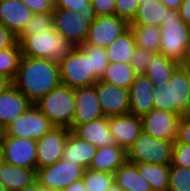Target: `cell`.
I'll use <instances>...</instances> for the list:
<instances>
[{
    "label": "cell",
    "mask_w": 190,
    "mask_h": 191,
    "mask_svg": "<svg viewBox=\"0 0 190 191\" xmlns=\"http://www.w3.org/2000/svg\"><path fill=\"white\" fill-rule=\"evenodd\" d=\"M168 191H190V168L170 166Z\"/></svg>",
    "instance_id": "d590c367"
},
{
    "label": "cell",
    "mask_w": 190,
    "mask_h": 191,
    "mask_svg": "<svg viewBox=\"0 0 190 191\" xmlns=\"http://www.w3.org/2000/svg\"><path fill=\"white\" fill-rule=\"evenodd\" d=\"M0 191H8V190L0 183Z\"/></svg>",
    "instance_id": "680465c9"
},
{
    "label": "cell",
    "mask_w": 190,
    "mask_h": 191,
    "mask_svg": "<svg viewBox=\"0 0 190 191\" xmlns=\"http://www.w3.org/2000/svg\"><path fill=\"white\" fill-rule=\"evenodd\" d=\"M54 127L49 119L32 104L21 116L12 121L2 132L15 138H32L38 140Z\"/></svg>",
    "instance_id": "9c48e42d"
},
{
    "label": "cell",
    "mask_w": 190,
    "mask_h": 191,
    "mask_svg": "<svg viewBox=\"0 0 190 191\" xmlns=\"http://www.w3.org/2000/svg\"><path fill=\"white\" fill-rule=\"evenodd\" d=\"M168 84L171 112L185 116L190 108L189 82L181 65L174 71Z\"/></svg>",
    "instance_id": "ffe728a7"
},
{
    "label": "cell",
    "mask_w": 190,
    "mask_h": 191,
    "mask_svg": "<svg viewBox=\"0 0 190 191\" xmlns=\"http://www.w3.org/2000/svg\"><path fill=\"white\" fill-rule=\"evenodd\" d=\"M160 3L164 4L168 9H179V6L183 0H159Z\"/></svg>",
    "instance_id": "681fc988"
},
{
    "label": "cell",
    "mask_w": 190,
    "mask_h": 191,
    "mask_svg": "<svg viewBox=\"0 0 190 191\" xmlns=\"http://www.w3.org/2000/svg\"><path fill=\"white\" fill-rule=\"evenodd\" d=\"M19 191H42V187L38 184V182L35 180L30 185L25 186L23 189Z\"/></svg>",
    "instance_id": "f907efd6"
},
{
    "label": "cell",
    "mask_w": 190,
    "mask_h": 191,
    "mask_svg": "<svg viewBox=\"0 0 190 191\" xmlns=\"http://www.w3.org/2000/svg\"><path fill=\"white\" fill-rule=\"evenodd\" d=\"M36 170L8 163L0 166V183L8 191H19L35 181Z\"/></svg>",
    "instance_id": "cb8c5ba5"
},
{
    "label": "cell",
    "mask_w": 190,
    "mask_h": 191,
    "mask_svg": "<svg viewBox=\"0 0 190 191\" xmlns=\"http://www.w3.org/2000/svg\"><path fill=\"white\" fill-rule=\"evenodd\" d=\"M19 44L22 56L46 58L55 63H59L75 47L54 28L33 35H25Z\"/></svg>",
    "instance_id": "3957f363"
},
{
    "label": "cell",
    "mask_w": 190,
    "mask_h": 191,
    "mask_svg": "<svg viewBox=\"0 0 190 191\" xmlns=\"http://www.w3.org/2000/svg\"><path fill=\"white\" fill-rule=\"evenodd\" d=\"M97 147L76 136L71 130L64 146L62 159L75 165L89 168Z\"/></svg>",
    "instance_id": "7402d4cb"
},
{
    "label": "cell",
    "mask_w": 190,
    "mask_h": 191,
    "mask_svg": "<svg viewBox=\"0 0 190 191\" xmlns=\"http://www.w3.org/2000/svg\"><path fill=\"white\" fill-rule=\"evenodd\" d=\"M32 103L13 85L0 94V132L18 116H21Z\"/></svg>",
    "instance_id": "d6986e66"
},
{
    "label": "cell",
    "mask_w": 190,
    "mask_h": 191,
    "mask_svg": "<svg viewBox=\"0 0 190 191\" xmlns=\"http://www.w3.org/2000/svg\"><path fill=\"white\" fill-rule=\"evenodd\" d=\"M185 117L190 121V108H189V111L187 112V114L185 115Z\"/></svg>",
    "instance_id": "91938a15"
},
{
    "label": "cell",
    "mask_w": 190,
    "mask_h": 191,
    "mask_svg": "<svg viewBox=\"0 0 190 191\" xmlns=\"http://www.w3.org/2000/svg\"><path fill=\"white\" fill-rule=\"evenodd\" d=\"M57 8L70 10L84 16H96L91 0H59Z\"/></svg>",
    "instance_id": "8d00e7d4"
},
{
    "label": "cell",
    "mask_w": 190,
    "mask_h": 191,
    "mask_svg": "<svg viewBox=\"0 0 190 191\" xmlns=\"http://www.w3.org/2000/svg\"><path fill=\"white\" fill-rule=\"evenodd\" d=\"M13 85L12 80L2 74H0V94L5 92Z\"/></svg>",
    "instance_id": "c3c4849f"
},
{
    "label": "cell",
    "mask_w": 190,
    "mask_h": 191,
    "mask_svg": "<svg viewBox=\"0 0 190 191\" xmlns=\"http://www.w3.org/2000/svg\"><path fill=\"white\" fill-rule=\"evenodd\" d=\"M53 28L75 46L87 39L89 28L97 16H84L65 9H53Z\"/></svg>",
    "instance_id": "52a82bcc"
},
{
    "label": "cell",
    "mask_w": 190,
    "mask_h": 191,
    "mask_svg": "<svg viewBox=\"0 0 190 191\" xmlns=\"http://www.w3.org/2000/svg\"><path fill=\"white\" fill-rule=\"evenodd\" d=\"M156 53L144 48H135L133 55L131 56L130 64L133 67L136 74H145L148 63L151 61Z\"/></svg>",
    "instance_id": "74e56055"
},
{
    "label": "cell",
    "mask_w": 190,
    "mask_h": 191,
    "mask_svg": "<svg viewBox=\"0 0 190 191\" xmlns=\"http://www.w3.org/2000/svg\"><path fill=\"white\" fill-rule=\"evenodd\" d=\"M69 128L52 127L37 142L36 169L50 166L62 159L63 150L69 136Z\"/></svg>",
    "instance_id": "7c38bea8"
},
{
    "label": "cell",
    "mask_w": 190,
    "mask_h": 191,
    "mask_svg": "<svg viewBox=\"0 0 190 191\" xmlns=\"http://www.w3.org/2000/svg\"><path fill=\"white\" fill-rule=\"evenodd\" d=\"M110 132L117 146L127 150L142 132V121L140 116L131 113L108 118Z\"/></svg>",
    "instance_id": "2e32d148"
},
{
    "label": "cell",
    "mask_w": 190,
    "mask_h": 191,
    "mask_svg": "<svg viewBox=\"0 0 190 191\" xmlns=\"http://www.w3.org/2000/svg\"><path fill=\"white\" fill-rule=\"evenodd\" d=\"M180 65L178 62L166 58L163 54L156 53L148 63L145 74L153 86L167 84Z\"/></svg>",
    "instance_id": "4316f807"
},
{
    "label": "cell",
    "mask_w": 190,
    "mask_h": 191,
    "mask_svg": "<svg viewBox=\"0 0 190 191\" xmlns=\"http://www.w3.org/2000/svg\"><path fill=\"white\" fill-rule=\"evenodd\" d=\"M138 5L139 0H115V15L130 24L136 15Z\"/></svg>",
    "instance_id": "f35d334b"
},
{
    "label": "cell",
    "mask_w": 190,
    "mask_h": 191,
    "mask_svg": "<svg viewBox=\"0 0 190 191\" xmlns=\"http://www.w3.org/2000/svg\"><path fill=\"white\" fill-rule=\"evenodd\" d=\"M23 3L31 9L34 14L38 13H52L53 9L46 0H22Z\"/></svg>",
    "instance_id": "f6af8a7d"
},
{
    "label": "cell",
    "mask_w": 190,
    "mask_h": 191,
    "mask_svg": "<svg viewBox=\"0 0 190 191\" xmlns=\"http://www.w3.org/2000/svg\"><path fill=\"white\" fill-rule=\"evenodd\" d=\"M174 143L190 145V121L185 116H181L178 122L177 140Z\"/></svg>",
    "instance_id": "7bdbcfd3"
},
{
    "label": "cell",
    "mask_w": 190,
    "mask_h": 191,
    "mask_svg": "<svg viewBox=\"0 0 190 191\" xmlns=\"http://www.w3.org/2000/svg\"><path fill=\"white\" fill-rule=\"evenodd\" d=\"M104 117L129 113V90L101 81L94 84Z\"/></svg>",
    "instance_id": "5bb4252c"
},
{
    "label": "cell",
    "mask_w": 190,
    "mask_h": 191,
    "mask_svg": "<svg viewBox=\"0 0 190 191\" xmlns=\"http://www.w3.org/2000/svg\"><path fill=\"white\" fill-rule=\"evenodd\" d=\"M72 132L97 148L116 145L114 137L110 132L107 117H102L76 126Z\"/></svg>",
    "instance_id": "44dd1931"
},
{
    "label": "cell",
    "mask_w": 190,
    "mask_h": 191,
    "mask_svg": "<svg viewBox=\"0 0 190 191\" xmlns=\"http://www.w3.org/2000/svg\"><path fill=\"white\" fill-rule=\"evenodd\" d=\"M135 76L136 73L130 63H109L100 80L129 90Z\"/></svg>",
    "instance_id": "f546056e"
},
{
    "label": "cell",
    "mask_w": 190,
    "mask_h": 191,
    "mask_svg": "<svg viewBox=\"0 0 190 191\" xmlns=\"http://www.w3.org/2000/svg\"><path fill=\"white\" fill-rule=\"evenodd\" d=\"M137 47L159 53L160 51V27L153 25H129Z\"/></svg>",
    "instance_id": "4dcf8cb0"
},
{
    "label": "cell",
    "mask_w": 190,
    "mask_h": 191,
    "mask_svg": "<svg viewBox=\"0 0 190 191\" xmlns=\"http://www.w3.org/2000/svg\"><path fill=\"white\" fill-rule=\"evenodd\" d=\"M129 28V24L118 17L97 16L89 28L86 43L106 48Z\"/></svg>",
    "instance_id": "4fadbf2b"
},
{
    "label": "cell",
    "mask_w": 190,
    "mask_h": 191,
    "mask_svg": "<svg viewBox=\"0 0 190 191\" xmlns=\"http://www.w3.org/2000/svg\"><path fill=\"white\" fill-rule=\"evenodd\" d=\"M17 42V36L0 23V50L12 47Z\"/></svg>",
    "instance_id": "ee69618b"
},
{
    "label": "cell",
    "mask_w": 190,
    "mask_h": 191,
    "mask_svg": "<svg viewBox=\"0 0 190 191\" xmlns=\"http://www.w3.org/2000/svg\"><path fill=\"white\" fill-rule=\"evenodd\" d=\"M61 83L71 89L94 85L99 79L90 71L89 56L78 46L59 63Z\"/></svg>",
    "instance_id": "8992f818"
},
{
    "label": "cell",
    "mask_w": 190,
    "mask_h": 191,
    "mask_svg": "<svg viewBox=\"0 0 190 191\" xmlns=\"http://www.w3.org/2000/svg\"><path fill=\"white\" fill-rule=\"evenodd\" d=\"M75 113L72 130L81 124L104 117L94 85L74 89Z\"/></svg>",
    "instance_id": "9a60e30c"
},
{
    "label": "cell",
    "mask_w": 190,
    "mask_h": 191,
    "mask_svg": "<svg viewBox=\"0 0 190 191\" xmlns=\"http://www.w3.org/2000/svg\"><path fill=\"white\" fill-rule=\"evenodd\" d=\"M114 182L123 191H152L150 184L139 174L137 163L129 161L114 173Z\"/></svg>",
    "instance_id": "d4e9b609"
},
{
    "label": "cell",
    "mask_w": 190,
    "mask_h": 191,
    "mask_svg": "<svg viewBox=\"0 0 190 191\" xmlns=\"http://www.w3.org/2000/svg\"><path fill=\"white\" fill-rule=\"evenodd\" d=\"M34 104L53 126L66 127L72 131L75 113L74 89L61 83Z\"/></svg>",
    "instance_id": "277c9868"
},
{
    "label": "cell",
    "mask_w": 190,
    "mask_h": 191,
    "mask_svg": "<svg viewBox=\"0 0 190 191\" xmlns=\"http://www.w3.org/2000/svg\"><path fill=\"white\" fill-rule=\"evenodd\" d=\"M183 63H190V46H189V49H188L187 58Z\"/></svg>",
    "instance_id": "11a10c76"
},
{
    "label": "cell",
    "mask_w": 190,
    "mask_h": 191,
    "mask_svg": "<svg viewBox=\"0 0 190 191\" xmlns=\"http://www.w3.org/2000/svg\"><path fill=\"white\" fill-rule=\"evenodd\" d=\"M82 179L87 191H108L114 183V174L86 168Z\"/></svg>",
    "instance_id": "836d02e7"
},
{
    "label": "cell",
    "mask_w": 190,
    "mask_h": 191,
    "mask_svg": "<svg viewBox=\"0 0 190 191\" xmlns=\"http://www.w3.org/2000/svg\"><path fill=\"white\" fill-rule=\"evenodd\" d=\"M53 29L52 13L34 14L24 31L17 37L19 42L25 35H33Z\"/></svg>",
    "instance_id": "e575fe53"
},
{
    "label": "cell",
    "mask_w": 190,
    "mask_h": 191,
    "mask_svg": "<svg viewBox=\"0 0 190 191\" xmlns=\"http://www.w3.org/2000/svg\"><path fill=\"white\" fill-rule=\"evenodd\" d=\"M170 166L190 168V145L174 143Z\"/></svg>",
    "instance_id": "60d3db41"
},
{
    "label": "cell",
    "mask_w": 190,
    "mask_h": 191,
    "mask_svg": "<svg viewBox=\"0 0 190 191\" xmlns=\"http://www.w3.org/2000/svg\"><path fill=\"white\" fill-rule=\"evenodd\" d=\"M64 191H87L86 187L84 186L83 179H79L77 181L72 182L66 188L63 189Z\"/></svg>",
    "instance_id": "7dc6e473"
},
{
    "label": "cell",
    "mask_w": 190,
    "mask_h": 191,
    "mask_svg": "<svg viewBox=\"0 0 190 191\" xmlns=\"http://www.w3.org/2000/svg\"><path fill=\"white\" fill-rule=\"evenodd\" d=\"M86 168L63 159L50 166L36 169L35 180L42 188L64 189L72 182L83 177Z\"/></svg>",
    "instance_id": "30bf717a"
},
{
    "label": "cell",
    "mask_w": 190,
    "mask_h": 191,
    "mask_svg": "<svg viewBox=\"0 0 190 191\" xmlns=\"http://www.w3.org/2000/svg\"><path fill=\"white\" fill-rule=\"evenodd\" d=\"M108 191H123V190L114 182Z\"/></svg>",
    "instance_id": "db71d44e"
},
{
    "label": "cell",
    "mask_w": 190,
    "mask_h": 191,
    "mask_svg": "<svg viewBox=\"0 0 190 191\" xmlns=\"http://www.w3.org/2000/svg\"><path fill=\"white\" fill-rule=\"evenodd\" d=\"M160 54L182 64L190 46L188 25L180 19L178 10L168 9L160 26Z\"/></svg>",
    "instance_id": "7a4b0ae2"
},
{
    "label": "cell",
    "mask_w": 190,
    "mask_h": 191,
    "mask_svg": "<svg viewBox=\"0 0 190 191\" xmlns=\"http://www.w3.org/2000/svg\"><path fill=\"white\" fill-rule=\"evenodd\" d=\"M143 1H147V0H139V4L143 3Z\"/></svg>",
    "instance_id": "94428289"
},
{
    "label": "cell",
    "mask_w": 190,
    "mask_h": 191,
    "mask_svg": "<svg viewBox=\"0 0 190 191\" xmlns=\"http://www.w3.org/2000/svg\"><path fill=\"white\" fill-rule=\"evenodd\" d=\"M42 191H64L63 189H47V188H42Z\"/></svg>",
    "instance_id": "9f6ffc18"
},
{
    "label": "cell",
    "mask_w": 190,
    "mask_h": 191,
    "mask_svg": "<svg viewBox=\"0 0 190 191\" xmlns=\"http://www.w3.org/2000/svg\"><path fill=\"white\" fill-rule=\"evenodd\" d=\"M169 168V165L137 163L139 174L150 184L152 191H168Z\"/></svg>",
    "instance_id": "f1b7e54d"
},
{
    "label": "cell",
    "mask_w": 190,
    "mask_h": 191,
    "mask_svg": "<svg viewBox=\"0 0 190 191\" xmlns=\"http://www.w3.org/2000/svg\"><path fill=\"white\" fill-rule=\"evenodd\" d=\"M21 58V48L17 41L12 47L0 50V74L14 80L19 61Z\"/></svg>",
    "instance_id": "d6a6232c"
},
{
    "label": "cell",
    "mask_w": 190,
    "mask_h": 191,
    "mask_svg": "<svg viewBox=\"0 0 190 191\" xmlns=\"http://www.w3.org/2000/svg\"><path fill=\"white\" fill-rule=\"evenodd\" d=\"M181 66L185 69L189 82V96H190V63H182Z\"/></svg>",
    "instance_id": "816d5d0a"
},
{
    "label": "cell",
    "mask_w": 190,
    "mask_h": 191,
    "mask_svg": "<svg viewBox=\"0 0 190 191\" xmlns=\"http://www.w3.org/2000/svg\"><path fill=\"white\" fill-rule=\"evenodd\" d=\"M181 116L175 112L152 109L141 116L142 131L165 141L177 140L178 122Z\"/></svg>",
    "instance_id": "8fae6325"
},
{
    "label": "cell",
    "mask_w": 190,
    "mask_h": 191,
    "mask_svg": "<svg viewBox=\"0 0 190 191\" xmlns=\"http://www.w3.org/2000/svg\"><path fill=\"white\" fill-rule=\"evenodd\" d=\"M136 48L134 34L129 27L108 47L105 48L109 63H130L131 56Z\"/></svg>",
    "instance_id": "484cf974"
},
{
    "label": "cell",
    "mask_w": 190,
    "mask_h": 191,
    "mask_svg": "<svg viewBox=\"0 0 190 191\" xmlns=\"http://www.w3.org/2000/svg\"><path fill=\"white\" fill-rule=\"evenodd\" d=\"M4 163V159H3V155H2V151L0 149V166Z\"/></svg>",
    "instance_id": "6f0895ef"
},
{
    "label": "cell",
    "mask_w": 190,
    "mask_h": 191,
    "mask_svg": "<svg viewBox=\"0 0 190 191\" xmlns=\"http://www.w3.org/2000/svg\"><path fill=\"white\" fill-rule=\"evenodd\" d=\"M127 161L126 150L113 145L99 147L92 158L89 169L114 174Z\"/></svg>",
    "instance_id": "603a6c76"
},
{
    "label": "cell",
    "mask_w": 190,
    "mask_h": 191,
    "mask_svg": "<svg viewBox=\"0 0 190 191\" xmlns=\"http://www.w3.org/2000/svg\"><path fill=\"white\" fill-rule=\"evenodd\" d=\"M178 13L180 19L188 25L190 23V0H183L181 2Z\"/></svg>",
    "instance_id": "bcb514c9"
},
{
    "label": "cell",
    "mask_w": 190,
    "mask_h": 191,
    "mask_svg": "<svg viewBox=\"0 0 190 191\" xmlns=\"http://www.w3.org/2000/svg\"><path fill=\"white\" fill-rule=\"evenodd\" d=\"M96 16L115 15V0H91Z\"/></svg>",
    "instance_id": "b9f144b4"
},
{
    "label": "cell",
    "mask_w": 190,
    "mask_h": 191,
    "mask_svg": "<svg viewBox=\"0 0 190 191\" xmlns=\"http://www.w3.org/2000/svg\"><path fill=\"white\" fill-rule=\"evenodd\" d=\"M87 56H89L90 71L94 72V75L101 79L104 75L109 60L106 56L105 48L98 47L90 43H82L78 46Z\"/></svg>",
    "instance_id": "1f68e13d"
},
{
    "label": "cell",
    "mask_w": 190,
    "mask_h": 191,
    "mask_svg": "<svg viewBox=\"0 0 190 191\" xmlns=\"http://www.w3.org/2000/svg\"><path fill=\"white\" fill-rule=\"evenodd\" d=\"M13 86L32 104L61 84L59 64L46 58L22 56Z\"/></svg>",
    "instance_id": "6da1fadb"
},
{
    "label": "cell",
    "mask_w": 190,
    "mask_h": 191,
    "mask_svg": "<svg viewBox=\"0 0 190 191\" xmlns=\"http://www.w3.org/2000/svg\"><path fill=\"white\" fill-rule=\"evenodd\" d=\"M52 9H56L59 4V0H46Z\"/></svg>",
    "instance_id": "f5cc1de1"
},
{
    "label": "cell",
    "mask_w": 190,
    "mask_h": 191,
    "mask_svg": "<svg viewBox=\"0 0 190 191\" xmlns=\"http://www.w3.org/2000/svg\"><path fill=\"white\" fill-rule=\"evenodd\" d=\"M33 15L34 12L22 0H0V23L17 37Z\"/></svg>",
    "instance_id": "e0dca14e"
},
{
    "label": "cell",
    "mask_w": 190,
    "mask_h": 191,
    "mask_svg": "<svg viewBox=\"0 0 190 191\" xmlns=\"http://www.w3.org/2000/svg\"><path fill=\"white\" fill-rule=\"evenodd\" d=\"M0 149L5 163L36 170L37 142L32 138H15L0 132Z\"/></svg>",
    "instance_id": "ba28073f"
},
{
    "label": "cell",
    "mask_w": 190,
    "mask_h": 191,
    "mask_svg": "<svg viewBox=\"0 0 190 191\" xmlns=\"http://www.w3.org/2000/svg\"><path fill=\"white\" fill-rule=\"evenodd\" d=\"M153 107L154 109L171 112L168 83L153 87Z\"/></svg>",
    "instance_id": "ab89813d"
},
{
    "label": "cell",
    "mask_w": 190,
    "mask_h": 191,
    "mask_svg": "<svg viewBox=\"0 0 190 191\" xmlns=\"http://www.w3.org/2000/svg\"><path fill=\"white\" fill-rule=\"evenodd\" d=\"M174 143L151 136L142 131L126 150L127 161L171 165Z\"/></svg>",
    "instance_id": "5b68a950"
},
{
    "label": "cell",
    "mask_w": 190,
    "mask_h": 191,
    "mask_svg": "<svg viewBox=\"0 0 190 191\" xmlns=\"http://www.w3.org/2000/svg\"><path fill=\"white\" fill-rule=\"evenodd\" d=\"M153 87L146 74H136L129 88V113L141 117L154 109Z\"/></svg>",
    "instance_id": "ac0fdd59"
},
{
    "label": "cell",
    "mask_w": 190,
    "mask_h": 191,
    "mask_svg": "<svg viewBox=\"0 0 190 191\" xmlns=\"http://www.w3.org/2000/svg\"><path fill=\"white\" fill-rule=\"evenodd\" d=\"M168 8L159 0H147L138 5L136 15L129 25L161 26Z\"/></svg>",
    "instance_id": "83f0119b"
}]
</instances>
